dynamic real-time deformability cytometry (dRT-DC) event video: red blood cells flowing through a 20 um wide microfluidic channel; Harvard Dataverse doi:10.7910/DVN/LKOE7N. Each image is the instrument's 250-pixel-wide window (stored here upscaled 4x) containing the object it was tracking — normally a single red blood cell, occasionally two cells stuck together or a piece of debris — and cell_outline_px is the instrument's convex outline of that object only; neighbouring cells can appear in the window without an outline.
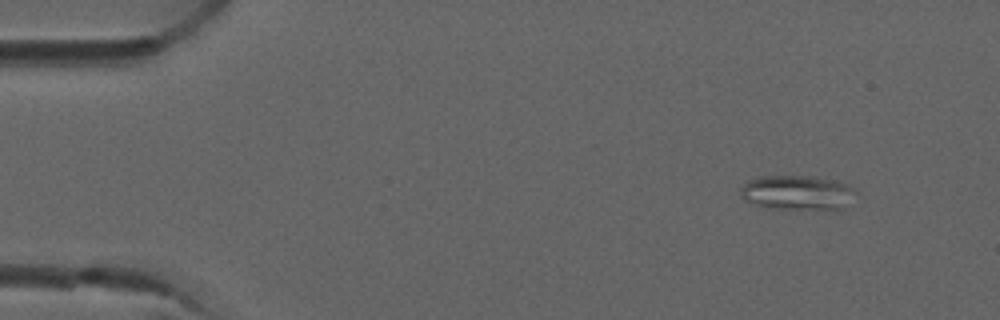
{"species": "common noctule bat (a hibernating species)", "species_latin": "Nyctalus noctula", "temperature_condition": "room temperature", "stored_images_in_passage": 5, "camera_frame_rate_fps": 3000, "um_per_image_px": 0.085, "animal": {"sex": "male", "forearm_length_mm": 52.5}, "frame": {"image": 1, "passage_image": 1, "time_ms": 0.0, "image_size_px": [1000, 320], "cell_outline_px": [[856, 192], [836, 212], [772, 208], [756, 204], [744, 200], [740, 196], [740, 188], [748, 180], [760, 176], [812, 176], [840, 180], [848, 184]], "centroid_in_image_um": [67.78, 16.39], "position_along_channel_um": 17.2, "area_um2": 23.76}}
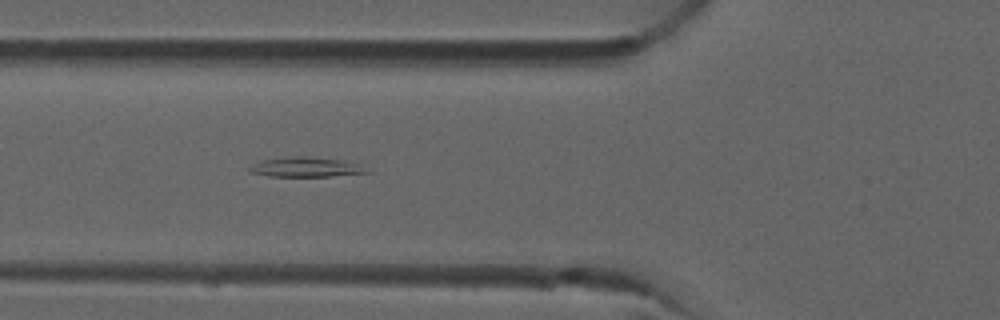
{"frame": {"image": 2, "passage_image": 5, "time_ms": 1.333, "image_size_px": [1000, 320], "cell_outline_px": [[368, 172], [332, 176], [268, 176], [248, 172], [248, 168], [264, 160], [296, 156], [304, 156], [344, 160], [360, 164], [368, 168]], "centroid_in_image_um": [26.04, 14.21], "position_along_channel_um": 99.8, "area_um2": 13.29}}